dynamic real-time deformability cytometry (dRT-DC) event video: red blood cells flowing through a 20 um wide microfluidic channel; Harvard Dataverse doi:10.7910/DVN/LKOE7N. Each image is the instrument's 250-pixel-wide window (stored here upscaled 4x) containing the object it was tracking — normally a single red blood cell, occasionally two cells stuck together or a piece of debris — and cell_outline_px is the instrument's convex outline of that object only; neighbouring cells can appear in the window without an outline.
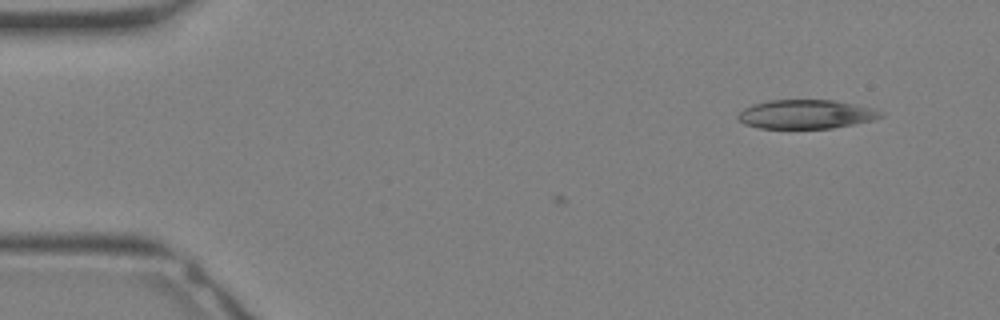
{"species": "Egyptian fruit bat (a non-hibernating species)", "species_latin": "Rousettus aegyptiacus", "temperature_condition": "warm", "stored_images_in_passage": 11, "camera_frame_rate_fps": 3000, "um_per_image_px": 0.085, "animal": {"sex": "female"}, "frame": {"image": 1, "passage_image": 11, "time_ms": 3.333, "image_size_px": [1000, 320], "cell_outline_px": [[884, 116], [872, 120], [832, 128], [760, 128], [744, 124], [736, 116], [744, 108], [752, 104], [768, 100], [832, 100], [872, 108], [884, 112]], "centroid_in_image_um": [68.49, 9.71], "position_along_channel_um": 16.5, "area_um2": 23.93}}